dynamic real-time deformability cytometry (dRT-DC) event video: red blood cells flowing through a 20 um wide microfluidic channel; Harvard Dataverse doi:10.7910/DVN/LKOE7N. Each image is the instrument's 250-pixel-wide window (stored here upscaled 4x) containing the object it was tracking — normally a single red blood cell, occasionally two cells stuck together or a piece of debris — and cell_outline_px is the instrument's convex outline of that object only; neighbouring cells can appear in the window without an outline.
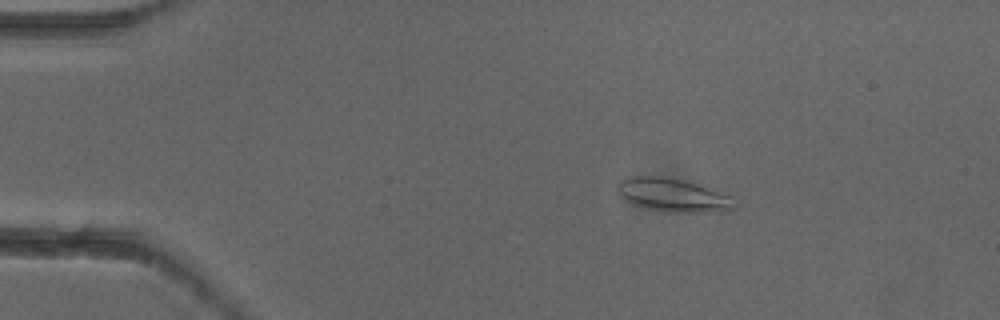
{"species": "common noctule bat (a hibernating species)", "species_latin": "Nyctalus noctula", "temperature_condition": "cold", "stored_images_in_passage": 3, "camera_frame_rate_fps": 3000, "um_per_image_px": 0.085, "animal": {"sex": "female"}, "frame": {"image": 1, "passage_image": 2, "time_ms": 0.333, "image_size_px": [1000, 320], "cell_outline_px": [[736, 208], [720, 212], [668, 212], [632, 204], [624, 200], [616, 188], [616, 184], [620, 180], [628, 176], [664, 176], [696, 184], [732, 196], [736, 204]], "centroid_in_image_um": [57.19, 16.58], "position_along_channel_um": 27.8, "area_um2": 22.77}}